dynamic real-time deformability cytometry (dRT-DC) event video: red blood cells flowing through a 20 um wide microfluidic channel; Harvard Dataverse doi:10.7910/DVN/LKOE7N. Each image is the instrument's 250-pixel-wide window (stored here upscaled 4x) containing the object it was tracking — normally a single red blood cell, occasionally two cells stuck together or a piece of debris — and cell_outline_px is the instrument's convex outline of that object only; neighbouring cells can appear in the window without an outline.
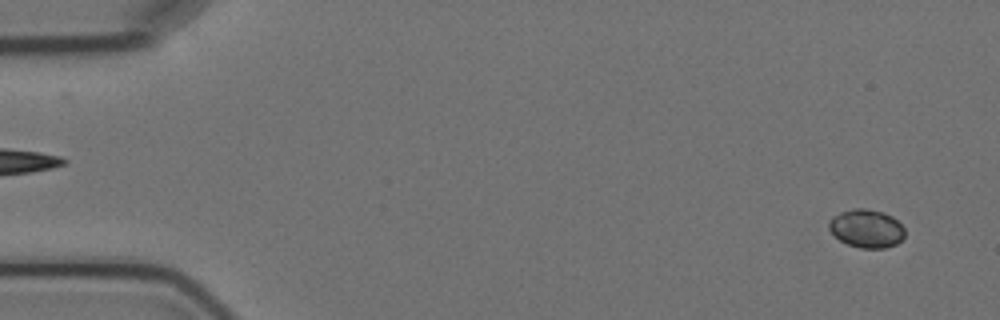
{"species": "Egyptian fruit bat (a non-hibernating species)", "species_latin": "Rousettus aegyptiacus", "temperature_condition": "cold", "stored_images_in_passage": 5, "segment_of_instrument_passage": [2, 2], "camera_frame_rate_fps": 3000, "um_per_image_px": 0.085, "animal": {"sex": "female"}, "frame": {"image": 1, "passage_image": 5, "time_ms": 4.667, "image_size_px": [1000, 320], "cell_outline_px": [[904, 236], [896, 244], [884, 248], [860, 248], [848, 244], [840, 240], [828, 228], [828, 224], [832, 216], [840, 212], [852, 208], [864, 208], [884, 212], [892, 216], [904, 228]], "centroid_in_image_um": [73.64, 19.41], "position_along_channel_um": 11.4, "area_um2": 16.88}}